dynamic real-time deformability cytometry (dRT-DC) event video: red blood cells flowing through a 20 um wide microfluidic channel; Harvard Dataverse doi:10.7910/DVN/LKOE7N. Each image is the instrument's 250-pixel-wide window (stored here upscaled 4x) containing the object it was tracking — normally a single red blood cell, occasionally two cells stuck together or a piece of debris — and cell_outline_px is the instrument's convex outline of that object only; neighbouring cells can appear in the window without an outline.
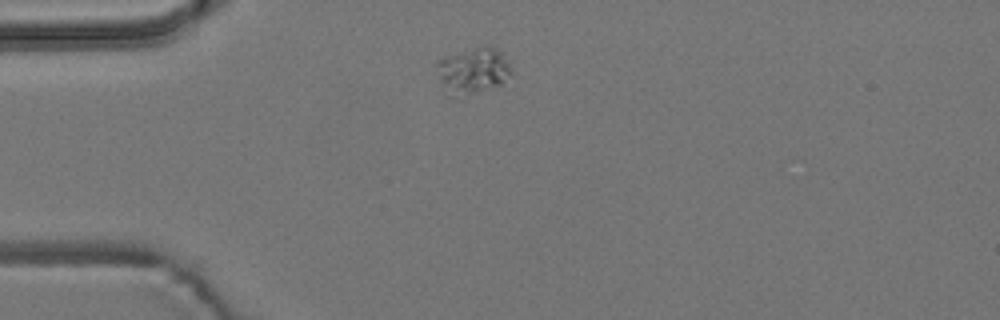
{"species": "common noctule bat (a hibernating species)", "species_latin": "Nyctalus noctula", "temperature_condition": "room temperature", "stored_images_in_passage": 3, "camera_frame_rate_fps": 3000, "um_per_image_px": 0.085, "animal": {"sex": "male", "body_mass_g": 19.2, "forearm_length_mm": 51.8}, "frame": {"image": 1, "passage_image": 1, "time_ms": 0.0, "image_size_px": [1000, 320], "cell_outline_px": [[512, 76], [500, 84], [472, 92], [452, 96], [448, 96], [440, 76], [436, 64], [436, 60], [444, 56], [480, 44], [488, 44], [504, 52], [512, 68]], "centroid_in_image_um": [40.26, 5.9], "position_along_channel_um": 44.7, "area_um2": 20.17}}
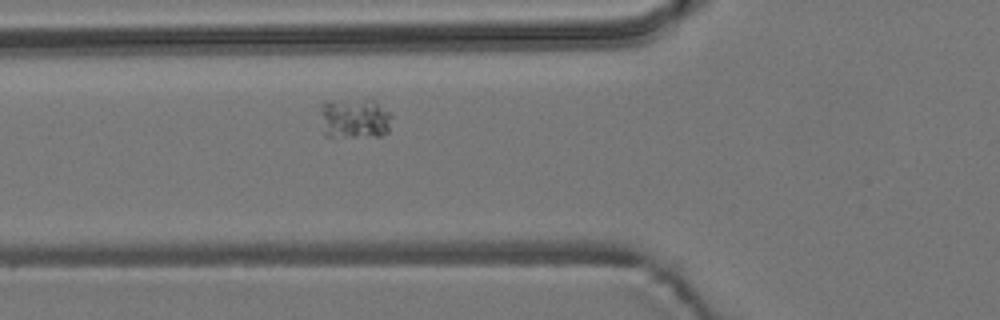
{"frame": {"image": 2, "passage_image": 3, "time_ms": 2.0, "image_size_px": [1000, 320], "cell_outline_px": [[392, 116], [388, 132], [380, 136], [324, 136], [320, 112], [320, 104], [328, 100], [372, 100], [392, 112]], "centroid_in_image_um": [30.14, 10.05], "position_along_channel_um": 95.7, "area_um2": 16.94}}